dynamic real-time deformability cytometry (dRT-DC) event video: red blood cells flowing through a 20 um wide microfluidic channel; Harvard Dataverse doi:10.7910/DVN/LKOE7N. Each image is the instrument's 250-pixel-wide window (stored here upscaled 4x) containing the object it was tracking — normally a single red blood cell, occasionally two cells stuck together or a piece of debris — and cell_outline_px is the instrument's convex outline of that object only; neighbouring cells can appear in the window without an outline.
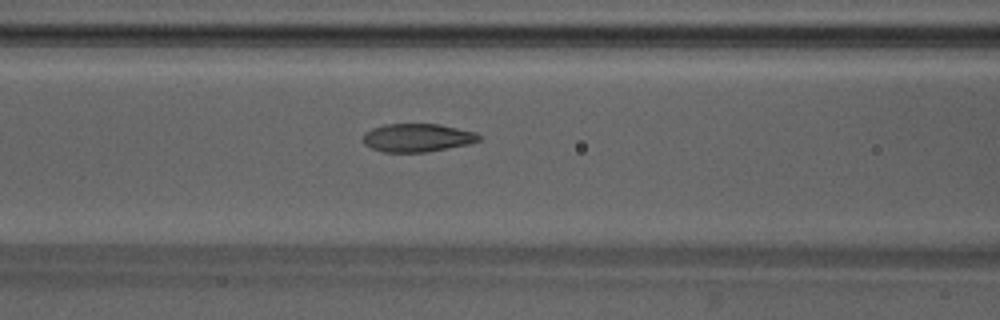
{"species": "Egyptian fruit bat (a non-hibernating species)", "species_latin": "Rousettus aegyptiacus", "temperature_condition": "warm", "stored_images_in_passage": 27, "camera_frame_rate_fps": 3000, "um_per_image_px": 0.085, "animal": {"sex": "male"}, "frame": {"image": 1, "passage_image": 7, "time_ms": 2.0, "image_size_px": [1000, 320], "cell_outline_px": [[480, 140], [468, 144], [424, 152], [384, 152], [372, 148], [364, 144], [364, 132], [372, 128], [384, 124], [440, 124], [476, 132], [480, 136]], "centroid_in_image_um": [35.46, 11.7], "position_along_channel_um": 131.1, "area_um2": 18.96}}
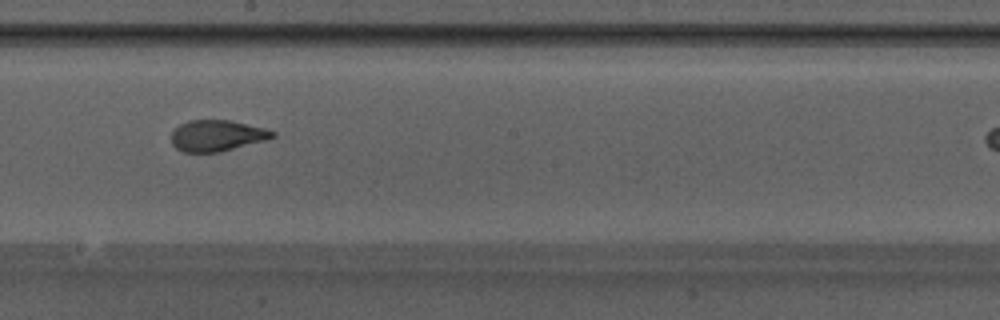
{"frame": {"image": 2, "passage_image": 14, "time_ms": 4.333, "image_size_px": [1000, 320], "cell_outline_px": [[276, 136], [268, 140], [220, 152], [184, 152], [176, 148], [172, 144], [172, 132], [180, 124], [188, 120], [228, 120], [264, 128], [276, 132]], "centroid_in_image_um": [18.46, 11.53], "position_along_channel_um": 229.7, "area_um2": 18.38}}
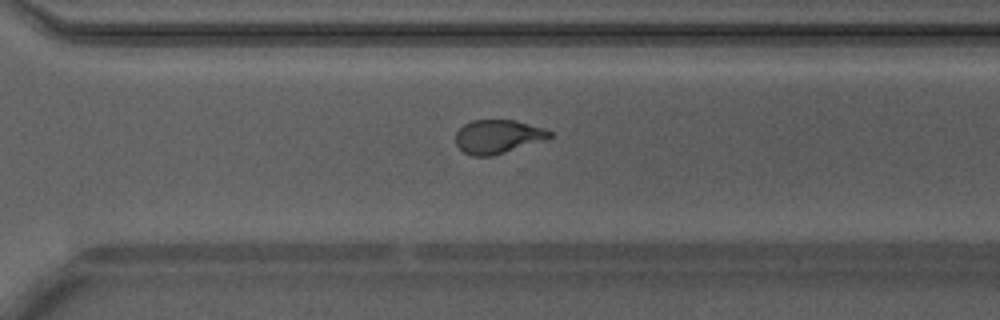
{"frame": {"image": 3, "passage_image": 21, "time_ms": 6.667, "image_size_px": [1000, 320], "cell_outline_px": [[552, 136], [548, 140], [492, 156], [472, 156], [464, 152], [456, 144], [456, 132], [464, 124], [472, 120], [516, 120], [544, 128], [552, 132]], "centroid_in_image_um": [42.36, 11.61], "position_along_channel_um": 328.2, "area_um2": 18.67}}